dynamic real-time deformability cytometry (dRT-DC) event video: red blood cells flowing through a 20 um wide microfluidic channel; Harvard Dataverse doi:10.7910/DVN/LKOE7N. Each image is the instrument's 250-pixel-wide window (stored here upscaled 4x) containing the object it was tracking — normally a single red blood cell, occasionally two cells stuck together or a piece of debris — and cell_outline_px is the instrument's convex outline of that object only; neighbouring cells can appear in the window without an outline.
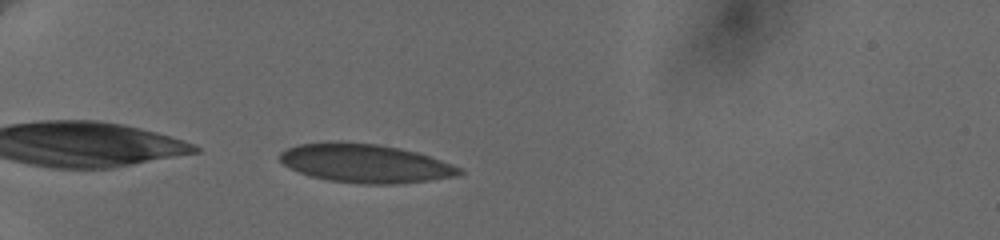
{"species": "human", "species_latin": "Homo sapiens", "temperature_condition": "cold", "stored_images_in_passage": 4, "camera_frame_rate_fps": 3000, "um_per_image_px": 0.085, "donor": {"sex": "female"}, "frame": {"image": 1, "passage_image": 2, "time_ms": 0.333, "image_size_px": [1000, 240], "cell_outline_px": [[464, 172], [460, 176], [396, 184], [360, 184], [328, 180], [308, 176], [284, 164], [280, 160], [280, 152], [288, 148], [300, 144], [376, 144], [400, 148], [416, 152], [464, 168]], "centroid_in_image_um": [31.13, 13.93], "position_along_channel_um": 53.9, "area_um2": 39.54}}